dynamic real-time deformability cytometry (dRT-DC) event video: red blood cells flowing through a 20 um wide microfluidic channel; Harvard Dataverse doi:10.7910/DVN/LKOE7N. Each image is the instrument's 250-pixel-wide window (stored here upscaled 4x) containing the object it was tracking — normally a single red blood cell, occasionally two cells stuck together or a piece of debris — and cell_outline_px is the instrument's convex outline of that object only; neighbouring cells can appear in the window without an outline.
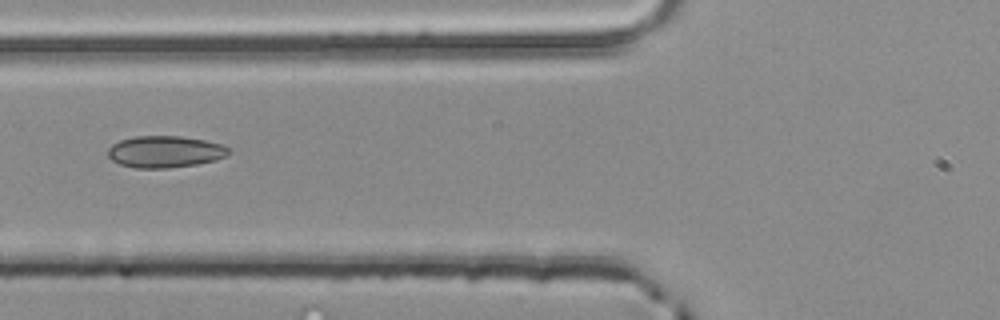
{"species": "common noctule bat (a hibernating species)", "species_latin": "Nyctalus noctula", "temperature_condition": "room temperature", "stored_images_in_passage": 4, "camera_frame_rate_fps": 3000, "um_per_image_px": 0.085, "animal": {"sex": "male", "body_mass_g": 20.4}, "frame": {"image": 1, "passage_image": 4, "time_ms": 1.0, "image_size_px": [1000, 320], "cell_outline_px": [[228, 152], [224, 156], [216, 160], [196, 164], [168, 168], [136, 168], [120, 164], [112, 160], [108, 156], [108, 148], [112, 144], [120, 140], [136, 136], [180, 136], [204, 140], [220, 144], [228, 148]], "centroid_in_image_um": [13.98, 12.89], "position_along_channel_um": 111.8, "area_um2": 22.14}}